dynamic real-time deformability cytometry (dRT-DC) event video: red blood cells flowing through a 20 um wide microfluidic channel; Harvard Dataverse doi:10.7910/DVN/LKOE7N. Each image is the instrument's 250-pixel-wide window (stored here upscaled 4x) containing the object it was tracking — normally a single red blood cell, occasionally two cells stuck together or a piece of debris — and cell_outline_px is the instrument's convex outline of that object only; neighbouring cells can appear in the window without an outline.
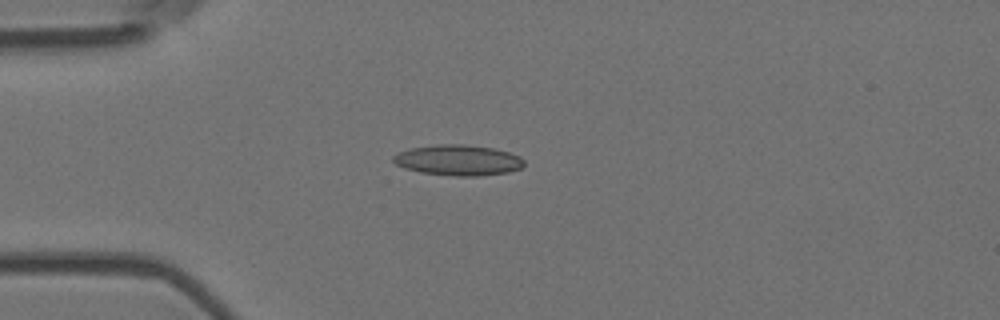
{"species": "Egyptian fruit bat (a non-hibernating species)", "species_latin": "Rousettus aegyptiacus", "temperature_condition": "room temperature", "stored_images_in_passage": 3, "camera_frame_rate_fps": 3000, "um_per_image_px": 0.085, "animal": {"sex": "female"}, "frame": {"image": 1, "passage_image": 3, "time_ms": 0.667, "image_size_px": [1000, 320], "cell_outline_px": [[524, 164], [520, 168], [508, 172], [480, 176], [456, 176], [420, 172], [404, 168], [396, 164], [392, 160], [392, 156], [396, 152], [412, 148], [436, 144], [460, 144], [492, 148], [508, 152], [520, 156], [524, 160]], "centroid_in_image_um": [38.91, 13.61], "position_along_channel_um": 46.1, "area_um2": 23.35}}